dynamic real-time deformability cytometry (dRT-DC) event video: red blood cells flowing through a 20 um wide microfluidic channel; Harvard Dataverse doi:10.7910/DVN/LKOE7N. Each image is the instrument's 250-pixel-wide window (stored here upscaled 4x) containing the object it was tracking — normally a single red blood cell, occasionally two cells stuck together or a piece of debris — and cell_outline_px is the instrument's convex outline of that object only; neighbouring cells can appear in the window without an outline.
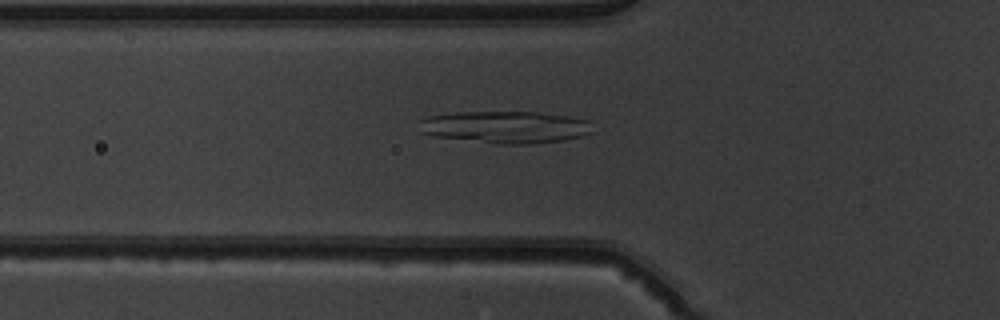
{"species": "common noctule bat (a hibernating species)", "species_latin": "Nyctalus noctula", "temperature_condition": "warm", "stored_images_in_passage": 34, "camera_frame_rate_fps": 3000, "um_per_image_px": 0.085, "animal": {"sex": "male", "body_mass_g": 19.5, "forearm_length_mm": 54.6}, "frame": {"image": 1, "passage_image": 6, "time_ms": 1.667, "image_size_px": [1000, 320], "cell_outline_px": [[596, 132], [584, 136], [564, 140], [532, 144], [496, 144], [436, 136], [420, 132], [420, 120], [428, 116], [456, 112], [536, 112], [568, 116], [592, 120]], "centroid_in_image_um": [43.07, 10.8], "position_along_channel_um": 82.7, "area_um2": 32.95}}
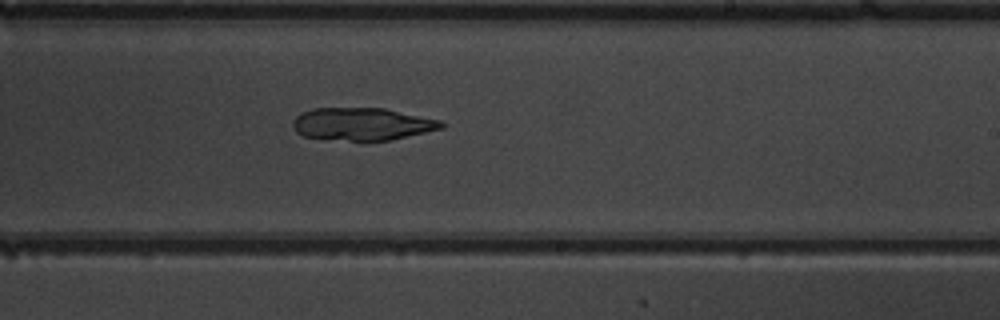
{"frame": {"image": 2, "passage_image": 19, "time_ms": 6.0, "image_size_px": [1000, 320], "cell_outline_px": [[444, 128], [388, 140], [368, 144], [364, 144], [304, 136], [296, 132], [292, 124], [292, 120], [300, 112], [312, 108], [384, 108], [440, 120], [444, 124]], "centroid_in_image_um": [30.74, 10.58], "position_along_channel_um": 258.3, "area_um2": 28.96}}
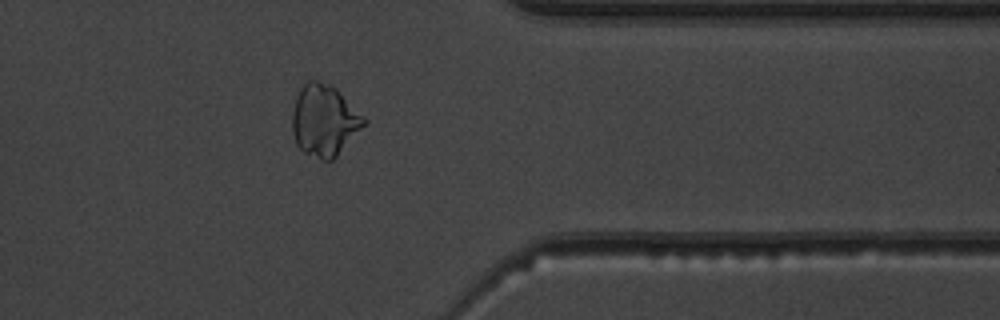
{"frame": {"image": 3, "passage_image": 29, "time_ms": 9.333, "image_size_px": [1000, 320], "cell_outline_px": [[368, 124], [332, 160], [320, 160], [304, 152], [296, 144], [292, 132], [292, 112], [300, 88], [308, 80], [316, 80], [328, 84], [336, 88], [368, 120]], "centroid_in_image_um": [27.59, 10.25], "position_along_channel_um": 383.8, "area_um2": 30.0}}